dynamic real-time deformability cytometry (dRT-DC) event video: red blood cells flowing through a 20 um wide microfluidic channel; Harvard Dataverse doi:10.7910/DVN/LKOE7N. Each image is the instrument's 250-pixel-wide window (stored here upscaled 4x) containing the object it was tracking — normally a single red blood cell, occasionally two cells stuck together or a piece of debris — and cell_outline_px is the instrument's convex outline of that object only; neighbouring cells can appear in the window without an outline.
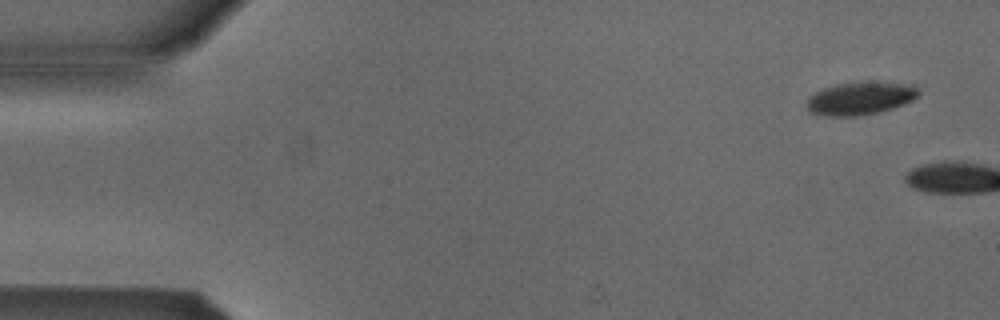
{"species": "Egyptian fruit bat (a non-hibernating species)", "species_latin": "Rousettus aegyptiacus", "temperature_condition": "cold", "stored_images_in_passage": 2, "camera_frame_rate_fps": 3000, "um_per_image_px": 0.085, "animal": {"sex": "male"}, "frame": {"image": 1, "passage_image": 1, "time_ms": 0.0, "image_size_px": [1000, 320], "cell_outline_px": [[920, 92], [912, 100], [904, 104], [880, 112], [860, 116], [824, 116], [808, 112], [804, 108], [804, 104], [808, 96], [824, 88], [836, 84], [912, 84]], "centroid_in_image_um": [73.01, 8.42], "position_along_channel_um": 12.0, "area_um2": 20.98}}